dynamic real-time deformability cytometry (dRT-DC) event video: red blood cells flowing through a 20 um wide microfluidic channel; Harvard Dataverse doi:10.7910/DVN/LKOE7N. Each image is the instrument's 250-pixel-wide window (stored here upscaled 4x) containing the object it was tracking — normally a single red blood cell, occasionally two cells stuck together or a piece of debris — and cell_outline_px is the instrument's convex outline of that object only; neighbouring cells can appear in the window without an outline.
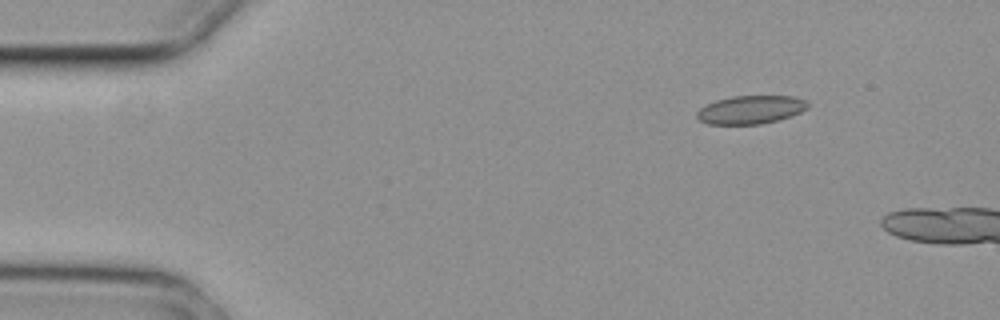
{"species": "common noctule bat (a hibernating species)", "species_latin": "Nyctalus noctula", "temperature_condition": "cold", "stored_images_in_passage": 6, "camera_frame_rate_fps": 3000, "um_per_image_px": 0.085, "animal": {"sex": "female", "body_mass_g": 29.2, "forearm_length_mm": 56.3}, "frame": {"image": 1, "passage_image": 1, "time_ms": 0.0, "image_size_px": [1000, 320], "cell_outline_px": [[808, 108], [792, 116], [780, 120], [760, 124], [708, 124], [700, 120], [696, 116], [696, 112], [704, 104], [716, 100], [732, 96], [792, 96], [808, 100]], "centroid_in_image_um": [63.81, 9.32], "position_along_channel_um": 21.2, "area_um2": 18.5}}